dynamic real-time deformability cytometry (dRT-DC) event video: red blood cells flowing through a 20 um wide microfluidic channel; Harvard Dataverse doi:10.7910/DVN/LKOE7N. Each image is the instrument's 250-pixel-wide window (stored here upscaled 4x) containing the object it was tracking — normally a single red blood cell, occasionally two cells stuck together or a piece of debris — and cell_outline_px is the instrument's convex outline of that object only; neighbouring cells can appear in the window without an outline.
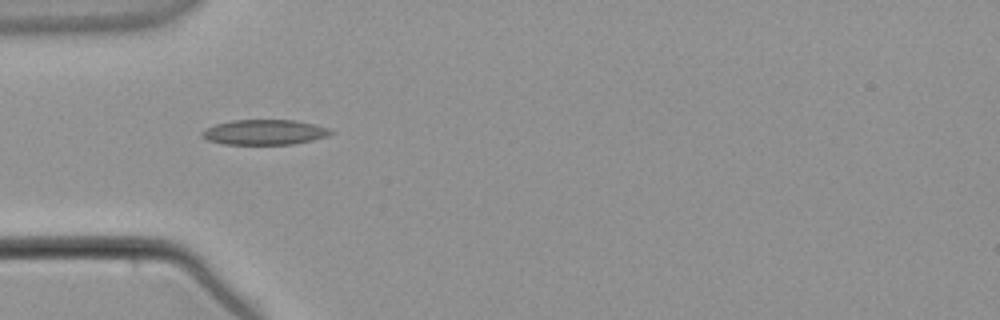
{"species": "common noctule bat (a hibernating species)", "species_latin": "Nyctalus noctula", "temperature_condition": "warm", "stored_images_in_passage": 4, "camera_frame_rate_fps": 3000, "um_per_image_px": 0.085, "animal": {"sex": "male", "body_mass_g": 21.5, "forearm_length_mm": 52.0}, "frame": {"image": 1, "passage_image": 1, "time_ms": 0.0, "image_size_px": [1000, 320], "cell_outline_px": [[336, 132], [328, 136], [312, 140], [292, 144], [224, 144], [208, 140], [200, 136], [200, 132], [204, 128], [216, 124], [232, 120], [292, 120], [316, 124], [328, 128]], "centroid_in_image_um": [22.47, 11.23], "position_along_channel_um": 62.5, "area_um2": 18.96}}